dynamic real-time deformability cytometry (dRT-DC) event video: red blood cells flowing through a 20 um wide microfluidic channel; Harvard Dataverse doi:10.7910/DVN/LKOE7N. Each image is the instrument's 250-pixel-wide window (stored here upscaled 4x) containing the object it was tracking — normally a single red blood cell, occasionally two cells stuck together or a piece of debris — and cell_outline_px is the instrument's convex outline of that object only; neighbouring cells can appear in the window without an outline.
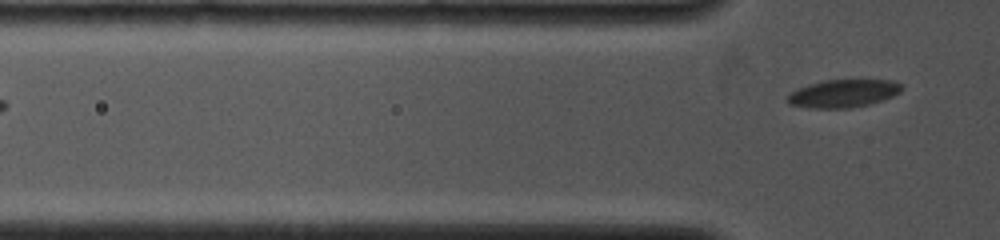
{"species": "common noctule bat (a hibernating species)", "species_latin": "Nyctalus noctula", "temperature_condition": "cold", "stored_images_in_passage": 3, "camera_frame_rate_fps": 4000, "um_per_image_px": 0.085, "animal": {"sex": "female", "body_mass_g": 19.0, "forearm_length_mm": 53.3}, "frame": {"image": 1, "passage_image": 3, "time_ms": 2.0, "image_size_px": [1000, 240], "cell_outline_px": [[904, 88], [900, 92], [892, 96], [868, 104], [848, 108], [812, 108], [792, 104], [788, 100], [788, 96], [796, 88], [808, 84], [824, 80], [892, 80], [900, 84]], "centroid_in_image_um": [71.69, 7.93], "position_along_channel_um": 54.1, "area_um2": 18.26}}